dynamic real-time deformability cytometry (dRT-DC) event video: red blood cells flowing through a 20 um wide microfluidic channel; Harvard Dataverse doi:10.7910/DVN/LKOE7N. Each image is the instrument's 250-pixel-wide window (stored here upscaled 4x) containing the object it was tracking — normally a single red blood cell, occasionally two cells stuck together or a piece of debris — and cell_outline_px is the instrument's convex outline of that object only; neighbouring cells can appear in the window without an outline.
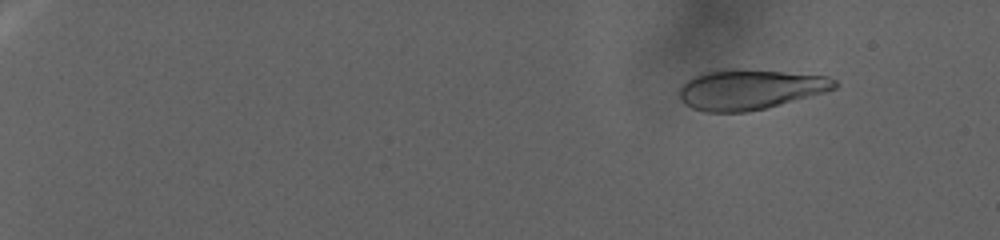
{"species": "human", "species_latin": "Homo sapiens", "temperature_condition": "warm", "stored_images_in_passage": 126, "camera_frame_rate_fps": 3000, "um_per_image_px": 0.085, "donor": {"sex": "female"}, "frame": {"image": 1, "passage_image": 17, "time_ms": 5.333, "image_size_px": [1000, 240], "cell_outline_px": [[840, 84], [836, 88], [824, 92], [764, 108], [748, 112], [704, 112], [692, 108], [684, 104], [680, 96], [680, 88], [688, 80], [704, 72], [740, 68], [828, 76], [836, 80]], "centroid_in_image_um": [63.75, 7.6], "position_along_channel_um": 21.2, "area_um2": 36.01}}
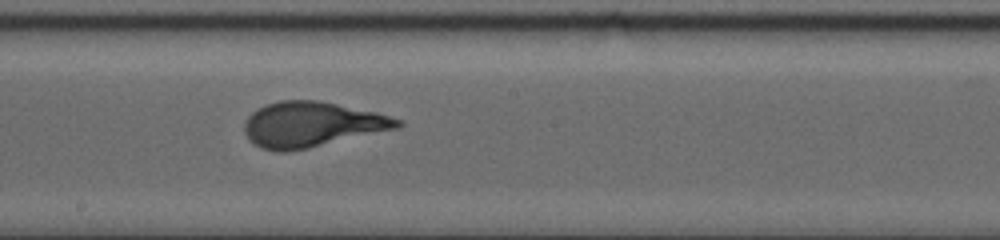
{"frame": {"image": 2, "passage_image": 81, "time_ms": 26.667, "image_size_px": [1000, 240], "cell_outline_px": [[404, 124], [400, 128], [308, 148], [288, 152], [276, 152], [260, 148], [248, 140], [244, 132], [244, 124], [248, 116], [252, 112], [268, 104], [280, 100], [320, 100], [376, 112], [404, 120]], "centroid_in_image_um": [26.52, 10.59], "position_along_channel_um": 221.7, "area_um2": 40.63}}
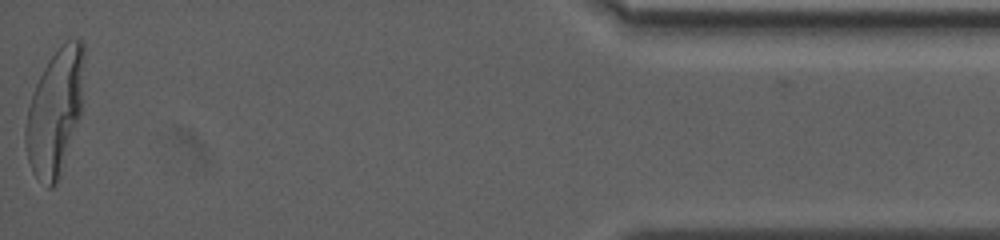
{"frame": {"image": 3, "passage_image": 126, "time_ms": 41.667, "image_size_px": [1000, 240], "cell_outline_px": [[84, 56], [80, 116], [60, 176], [56, 184], [52, 188], [48, 188], [32, 172], [28, 160], [24, 140], [24, 128], [28, 108], [32, 92], [48, 60], [68, 40], [80, 40], [84, 44]], "centroid_in_image_um": [4.65, 9.56], "position_along_channel_um": 430.5, "area_um2": 42.54}}